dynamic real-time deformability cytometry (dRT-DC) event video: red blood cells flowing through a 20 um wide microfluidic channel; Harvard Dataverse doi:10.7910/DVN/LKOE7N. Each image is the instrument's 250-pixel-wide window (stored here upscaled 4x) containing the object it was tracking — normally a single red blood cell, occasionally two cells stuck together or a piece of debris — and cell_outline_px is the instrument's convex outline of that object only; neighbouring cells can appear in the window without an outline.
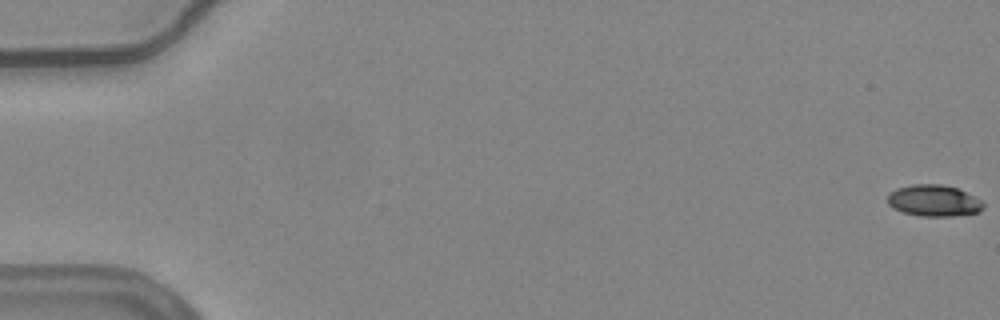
{"species": "common noctule bat (a hibernating species)", "species_latin": "Nyctalus noctula", "temperature_condition": "warm", "stored_images_in_passage": 40, "camera_frame_rate_fps": 3000, "um_per_image_px": 0.085, "animal": {"sex": "female", "body_mass_g": 24.6, "forearm_length_mm": 56.2}, "frame": {"image": 1, "passage_image": 1, "time_ms": 0.0, "image_size_px": [1000, 320], "cell_outline_px": [[984, 204], [980, 212], [952, 216], [920, 216], [904, 212], [892, 208], [888, 204], [888, 196], [896, 188], [912, 184], [940, 184], [956, 188], [980, 200]], "centroid_in_image_um": [79.35, 17.06], "position_along_channel_um": 5.7, "area_um2": 17.34}}
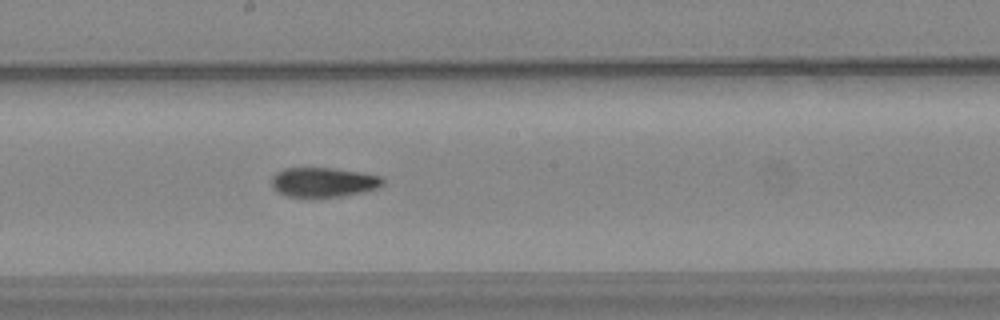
{"frame": {"image": 2, "passage_image": 32, "time_ms": 10.333, "image_size_px": [1000, 320], "cell_outline_px": [[384, 184], [380, 188], [340, 196], [308, 200], [288, 196], [276, 192], [272, 188], [272, 176], [276, 172], [284, 168], [332, 168], [360, 172], [380, 176], [384, 180]], "centroid_in_image_um": [27.44, 15.52], "position_along_channel_um": 220.8, "area_um2": 19.77}}
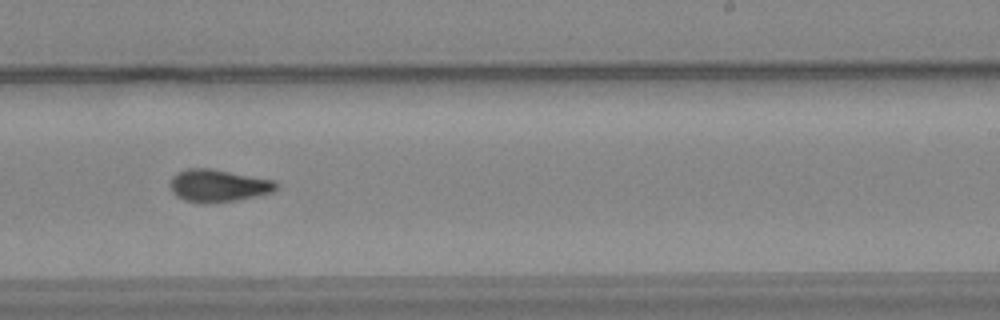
{"frame": {"image": 3, "passage_image": 36, "time_ms": 11.667, "image_size_px": [1000, 320], "cell_outline_px": [[280, 184], [272, 192], [236, 200], [212, 204], [200, 204], [184, 200], [176, 196], [172, 192], [168, 184], [172, 176], [176, 172], [188, 168], [212, 168], [276, 180]], "centroid_in_image_um": [18.51, 15.78], "position_along_channel_um": 270.5, "area_um2": 20.58}, "authors_computed_cell_mechanics": {"area_um2": 19.1896, "velocity_mm_per_s": 3.7426, "shape_relaxation_time_tau1_ms": 9.6568, "shape_relaxation_time_tau2_ms": 7.2674, "deformation_change_tau1": 0.2535, "deformation_change_tau2": 0.1639}}